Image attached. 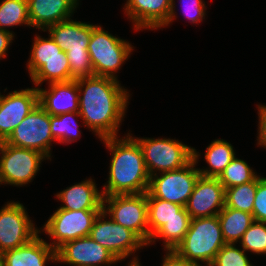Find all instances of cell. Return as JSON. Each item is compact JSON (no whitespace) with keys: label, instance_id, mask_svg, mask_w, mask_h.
I'll list each match as a JSON object with an SVG mask.
<instances>
[{"label":"cell","instance_id":"obj_1","mask_svg":"<svg viewBox=\"0 0 266 266\" xmlns=\"http://www.w3.org/2000/svg\"><path fill=\"white\" fill-rule=\"evenodd\" d=\"M77 84L81 95L79 114L84 125L100 139L117 136L129 103L127 90L116 79L95 75L79 78Z\"/></svg>","mask_w":266,"mask_h":266},{"label":"cell","instance_id":"obj_2","mask_svg":"<svg viewBox=\"0 0 266 266\" xmlns=\"http://www.w3.org/2000/svg\"><path fill=\"white\" fill-rule=\"evenodd\" d=\"M111 137L101 139L112 151L109 177L103 196L118 194H139L148 191L150 175L148 174L142 149L138 141L127 134L125 138Z\"/></svg>","mask_w":266,"mask_h":266},{"label":"cell","instance_id":"obj_3","mask_svg":"<svg viewBox=\"0 0 266 266\" xmlns=\"http://www.w3.org/2000/svg\"><path fill=\"white\" fill-rule=\"evenodd\" d=\"M226 244L218 216L192 218L190 227L174 251L188 262L210 266L216 254Z\"/></svg>","mask_w":266,"mask_h":266},{"label":"cell","instance_id":"obj_4","mask_svg":"<svg viewBox=\"0 0 266 266\" xmlns=\"http://www.w3.org/2000/svg\"><path fill=\"white\" fill-rule=\"evenodd\" d=\"M132 50V45L126 40L111 35L103 30L100 25L92 24L88 52L95 76L118 80L115 74L128 59Z\"/></svg>","mask_w":266,"mask_h":266},{"label":"cell","instance_id":"obj_5","mask_svg":"<svg viewBox=\"0 0 266 266\" xmlns=\"http://www.w3.org/2000/svg\"><path fill=\"white\" fill-rule=\"evenodd\" d=\"M103 211L109 214L114 222L134 232L148 245L147 192L103 196Z\"/></svg>","mask_w":266,"mask_h":266},{"label":"cell","instance_id":"obj_6","mask_svg":"<svg viewBox=\"0 0 266 266\" xmlns=\"http://www.w3.org/2000/svg\"><path fill=\"white\" fill-rule=\"evenodd\" d=\"M199 156L200 154L193 148V160L185 167L161 172L160 177L157 174L150 176L147 192L154 198L185 207L200 176L198 168H194Z\"/></svg>","mask_w":266,"mask_h":266},{"label":"cell","instance_id":"obj_7","mask_svg":"<svg viewBox=\"0 0 266 266\" xmlns=\"http://www.w3.org/2000/svg\"><path fill=\"white\" fill-rule=\"evenodd\" d=\"M143 152L150 176L157 171H174L185 167L193 160V147L174 139L135 138Z\"/></svg>","mask_w":266,"mask_h":266},{"label":"cell","instance_id":"obj_8","mask_svg":"<svg viewBox=\"0 0 266 266\" xmlns=\"http://www.w3.org/2000/svg\"><path fill=\"white\" fill-rule=\"evenodd\" d=\"M0 184L23 186L30 183L39 171L41 152L0 142Z\"/></svg>","mask_w":266,"mask_h":266},{"label":"cell","instance_id":"obj_9","mask_svg":"<svg viewBox=\"0 0 266 266\" xmlns=\"http://www.w3.org/2000/svg\"><path fill=\"white\" fill-rule=\"evenodd\" d=\"M101 211L57 209L43 227L45 233L54 239L49 245L56 251L68 241L89 236Z\"/></svg>","mask_w":266,"mask_h":266},{"label":"cell","instance_id":"obj_10","mask_svg":"<svg viewBox=\"0 0 266 266\" xmlns=\"http://www.w3.org/2000/svg\"><path fill=\"white\" fill-rule=\"evenodd\" d=\"M55 141L50 129V115L38 104L4 141L10 145L34 149L51 159V142Z\"/></svg>","mask_w":266,"mask_h":266},{"label":"cell","instance_id":"obj_11","mask_svg":"<svg viewBox=\"0 0 266 266\" xmlns=\"http://www.w3.org/2000/svg\"><path fill=\"white\" fill-rule=\"evenodd\" d=\"M107 214L102 210L96 217L90 237L102 247L108 249L120 262L146 244L131 230L105 219Z\"/></svg>","mask_w":266,"mask_h":266},{"label":"cell","instance_id":"obj_12","mask_svg":"<svg viewBox=\"0 0 266 266\" xmlns=\"http://www.w3.org/2000/svg\"><path fill=\"white\" fill-rule=\"evenodd\" d=\"M40 233L34 227L25 207L19 202H9L0 210V250L18 248Z\"/></svg>","mask_w":266,"mask_h":266},{"label":"cell","instance_id":"obj_13","mask_svg":"<svg viewBox=\"0 0 266 266\" xmlns=\"http://www.w3.org/2000/svg\"><path fill=\"white\" fill-rule=\"evenodd\" d=\"M56 261L71 266H101L119 260L90 236L68 241L56 250Z\"/></svg>","mask_w":266,"mask_h":266},{"label":"cell","instance_id":"obj_14","mask_svg":"<svg viewBox=\"0 0 266 266\" xmlns=\"http://www.w3.org/2000/svg\"><path fill=\"white\" fill-rule=\"evenodd\" d=\"M225 207V188L218 178L199 176L185 206L191 218L212 217Z\"/></svg>","mask_w":266,"mask_h":266},{"label":"cell","instance_id":"obj_15","mask_svg":"<svg viewBox=\"0 0 266 266\" xmlns=\"http://www.w3.org/2000/svg\"><path fill=\"white\" fill-rule=\"evenodd\" d=\"M38 105L37 88L15 90L0 98V142Z\"/></svg>","mask_w":266,"mask_h":266},{"label":"cell","instance_id":"obj_16","mask_svg":"<svg viewBox=\"0 0 266 266\" xmlns=\"http://www.w3.org/2000/svg\"><path fill=\"white\" fill-rule=\"evenodd\" d=\"M124 10L129 19H132L135 30H154L168 22L172 0H127Z\"/></svg>","mask_w":266,"mask_h":266},{"label":"cell","instance_id":"obj_17","mask_svg":"<svg viewBox=\"0 0 266 266\" xmlns=\"http://www.w3.org/2000/svg\"><path fill=\"white\" fill-rule=\"evenodd\" d=\"M37 90L38 104L49 115L79 112L77 79L68 82L50 83L48 91L42 88H37Z\"/></svg>","mask_w":266,"mask_h":266},{"label":"cell","instance_id":"obj_18","mask_svg":"<svg viewBox=\"0 0 266 266\" xmlns=\"http://www.w3.org/2000/svg\"><path fill=\"white\" fill-rule=\"evenodd\" d=\"M30 26L46 31L48 27L70 19L78 0H27Z\"/></svg>","mask_w":266,"mask_h":266},{"label":"cell","instance_id":"obj_19","mask_svg":"<svg viewBox=\"0 0 266 266\" xmlns=\"http://www.w3.org/2000/svg\"><path fill=\"white\" fill-rule=\"evenodd\" d=\"M49 36L65 52H88L92 24L71 18L47 28Z\"/></svg>","mask_w":266,"mask_h":266},{"label":"cell","instance_id":"obj_20","mask_svg":"<svg viewBox=\"0 0 266 266\" xmlns=\"http://www.w3.org/2000/svg\"><path fill=\"white\" fill-rule=\"evenodd\" d=\"M47 261L56 262V251L39 235L18 248L4 252V266H45Z\"/></svg>","mask_w":266,"mask_h":266},{"label":"cell","instance_id":"obj_21","mask_svg":"<svg viewBox=\"0 0 266 266\" xmlns=\"http://www.w3.org/2000/svg\"><path fill=\"white\" fill-rule=\"evenodd\" d=\"M65 210H103V195L92 179L82 181L56 195Z\"/></svg>","mask_w":266,"mask_h":266},{"label":"cell","instance_id":"obj_22","mask_svg":"<svg viewBox=\"0 0 266 266\" xmlns=\"http://www.w3.org/2000/svg\"><path fill=\"white\" fill-rule=\"evenodd\" d=\"M27 67L36 86L47 80L49 84L71 81L68 58L29 59Z\"/></svg>","mask_w":266,"mask_h":266},{"label":"cell","instance_id":"obj_23","mask_svg":"<svg viewBox=\"0 0 266 266\" xmlns=\"http://www.w3.org/2000/svg\"><path fill=\"white\" fill-rule=\"evenodd\" d=\"M149 240L164 224L172 219H192L186 208L169 201L154 198L147 192Z\"/></svg>","mask_w":266,"mask_h":266},{"label":"cell","instance_id":"obj_24","mask_svg":"<svg viewBox=\"0 0 266 266\" xmlns=\"http://www.w3.org/2000/svg\"><path fill=\"white\" fill-rule=\"evenodd\" d=\"M226 244H235L255 221L251 213L224 207L217 215Z\"/></svg>","mask_w":266,"mask_h":266},{"label":"cell","instance_id":"obj_25","mask_svg":"<svg viewBox=\"0 0 266 266\" xmlns=\"http://www.w3.org/2000/svg\"><path fill=\"white\" fill-rule=\"evenodd\" d=\"M205 160L209 164L207 169H198L201 176L218 178L226 166L235 157L233 146L223 140L216 139L207 147Z\"/></svg>","mask_w":266,"mask_h":266},{"label":"cell","instance_id":"obj_26","mask_svg":"<svg viewBox=\"0 0 266 266\" xmlns=\"http://www.w3.org/2000/svg\"><path fill=\"white\" fill-rule=\"evenodd\" d=\"M257 190V177L246 184L225 189V207L253 213V203Z\"/></svg>","mask_w":266,"mask_h":266},{"label":"cell","instance_id":"obj_27","mask_svg":"<svg viewBox=\"0 0 266 266\" xmlns=\"http://www.w3.org/2000/svg\"><path fill=\"white\" fill-rule=\"evenodd\" d=\"M73 116L81 117L79 112L50 115V129L55 141L68 144L80 138V130L77 128L79 125Z\"/></svg>","mask_w":266,"mask_h":266},{"label":"cell","instance_id":"obj_28","mask_svg":"<svg viewBox=\"0 0 266 266\" xmlns=\"http://www.w3.org/2000/svg\"><path fill=\"white\" fill-rule=\"evenodd\" d=\"M26 24L30 26L27 0H3L0 4V29Z\"/></svg>","mask_w":266,"mask_h":266},{"label":"cell","instance_id":"obj_29","mask_svg":"<svg viewBox=\"0 0 266 266\" xmlns=\"http://www.w3.org/2000/svg\"><path fill=\"white\" fill-rule=\"evenodd\" d=\"M258 175L244 160L234 157L219 175L218 180L224 188H231L237 185L253 181Z\"/></svg>","mask_w":266,"mask_h":266},{"label":"cell","instance_id":"obj_30","mask_svg":"<svg viewBox=\"0 0 266 266\" xmlns=\"http://www.w3.org/2000/svg\"><path fill=\"white\" fill-rule=\"evenodd\" d=\"M191 219H172L168 223L159 228L150 238L149 243L155 242V239H164V248L166 250H174L177 245L185 237L189 227Z\"/></svg>","mask_w":266,"mask_h":266},{"label":"cell","instance_id":"obj_31","mask_svg":"<svg viewBox=\"0 0 266 266\" xmlns=\"http://www.w3.org/2000/svg\"><path fill=\"white\" fill-rule=\"evenodd\" d=\"M242 249L255 254H266V222L254 221L240 240Z\"/></svg>","mask_w":266,"mask_h":266},{"label":"cell","instance_id":"obj_32","mask_svg":"<svg viewBox=\"0 0 266 266\" xmlns=\"http://www.w3.org/2000/svg\"><path fill=\"white\" fill-rule=\"evenodd\" d=\"M235 244H225L216 254L210 266H253L246 252L238 249Z\"/></svg>","mask_w":266,"mask_h":266},{"label":"cell","instance_id":"obj_33","mask_svg":"<svg viewBox=\"0 0 266 266\" xmlns=\"http://www.w3.org/2000/svg\"><path fill=\"white\" fill-rule=\"evenodd\" d=\"M42 38L36 36L33 40L30 59H53V58H67V53L63 51L52 39Z\"/></svg>","mask_w":266,"mask_h":266},{"label":"cell","instance_id":"obj_34","mask_svg":"<svg viewBox=\"0 0 266 266\" xmlns=\"http://www.w3.org/2000/svg\"><path fill=\"white\" fill-rule=\"evenodd\" d=\"M71 71V80L94 76L89 52H66Z\"/></svg>","mask_w":266,"mask_h":266},{"label":"cell","instance_id":"obj_35","mask_svg":"<svg viewBox=\"0 0 266 266\" xmlns=\"http://www.w3.org/2000/svg\"><path fill=\"white\" fill-rule=\"evenodd\" d=\"M184 3H186L185 5L183 4L182 2V5H184V13L183 15L185 14V16L187 15V18L188 20H190V22L192 23H197L202 21V19H204V16H205V10H206V4L205 2H203L202 0H187L185 2V0H182ZM175 1L172 0V11H171V14H170V17H169V20L168 22L164 25V26H167L168 24H170V22L173 21V19L176 17L175 16Z\"/></svg>","mask_w":266,"mask_h":266},{"label":"cell","instance_id":"obj_36","mask_svg":"<svg viewBox=\"0 0 266 266\" xmlns=\"http://www.w3.org/2000/svg\"><path fill=\"white\" fill-rule=\"evenodd\" d=\"M252 215L255 221L266 222V177L257 176Z\"/></svg>","mask_w":266,"mask_h":266},{"label":"cell","instance_id":"obj_37","mask_svg":"<svg viewBox=\"0 0 266 266\" xmlns=\"http://www.w3.org/2000/svg\"><path fill=\"white\" fill-rule=\"evenodd\" d=\"M162 266H197L179 256L174 250H167Z\"/></svg>","mask_w":266,"mask_h":266},{"label":"cell","instance_id":"obj_38","mask_svg":"<svg viewBox=\"0 0 266 266\" xmlns=\"http://www.w3.org/2000/svg\"><path fill=\"white\" fill-rule=\"evenodd\" d=\"M259 129H258V145L266 148V106L258 105Z\"/></svg>","mask_w":266,"mask_h":266},{"label":"cell","instance_id":"obj_39","mask_svg":"<svg viewBox=\"0 0 266 266\" xmlns=\"http://www.w3.org/2000/svg\"><path fill=\"white\" fill-rule=\"evenodd\" d=\"M13 38L14 34L12 31H4L0 29V59L6 57L5 53L8 50Z\"/></svg>","mask_w":266,"mask_h":266},{"label":"cell","instance_id":"obj_40","mask_svg":"<svg viewBox=\"0 0 266 266\" xmlns=\"http://www.w3.org/2000/svg\"><path fill=\"white\" fill-rule=\"evenodd\" d=\"M130 262L131 263H129L128 266H140L139 260L136 257L135 258L133 257L132 261H130Z\"/></svg>","mask_w":266,"mask_h":266},{"label":"cell","instance_id":"obj_41","mask_svg":"<svg viewBox=\"0 0 266 266\" xmlns=\"http://www.w3.org/2000/svg\"><path fill=\"white\" fill-rule=\"evenodd\" d=\"M0 266H4V252L0 250Z\"/></svg>","mask_w":266,"mask_h":266}]
</instances>
